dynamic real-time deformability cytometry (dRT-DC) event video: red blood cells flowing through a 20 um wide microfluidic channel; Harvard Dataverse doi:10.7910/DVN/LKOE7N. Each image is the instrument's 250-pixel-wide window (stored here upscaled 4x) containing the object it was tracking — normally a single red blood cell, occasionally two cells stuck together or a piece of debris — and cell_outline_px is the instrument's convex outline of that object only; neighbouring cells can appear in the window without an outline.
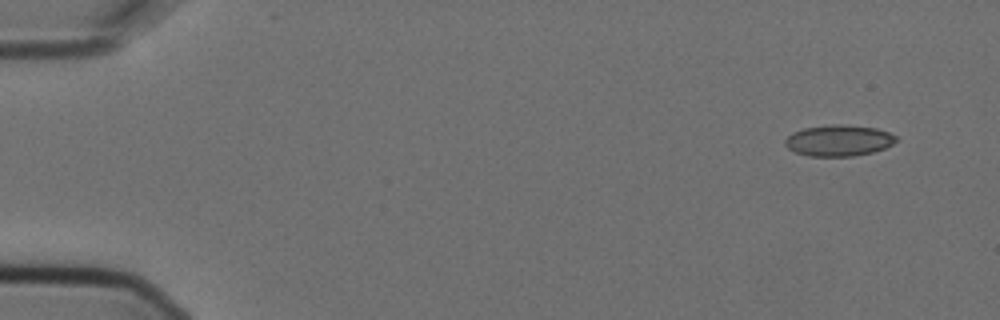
{"species": "Egyptian fruit bat (a non-hibernating species)", "species_latin": "Rousettus aegyptiacus", "temperature_condition": "cold", "stored_images_in_passage": 4, "camera_frame_rate_fps": 3000, "um_per_image_px": 0.085, "animal": {"sex": "female"}, "frame": {"image": 1, "passage_image": 1, "time_ms": 0.0, "image_size_px": [1000, 320], "cell_outline_px": [[900, 140], [884, 148], [872, 152], [852, 156], [808, 156], [796, 152], [788, 148], [784, 144], [784, 140], [792, 132], [804, 128], [832, 124], [844, 124], [876, 128], [888, 132], [896, 136]], "centroid_in_image_um": [71.29, 11.93], "position_along_channel_um": 13.7, "area_um2": 20.23}}
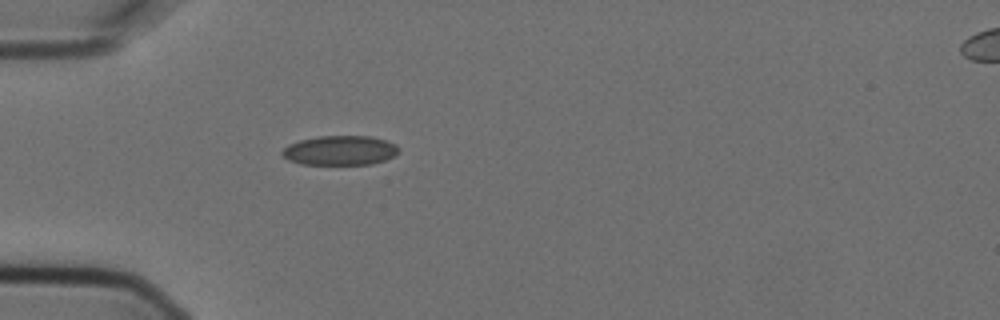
{"frame": {"image": 2, "passage_image": 4, "time_ms": 1.0, "image_size_px": [1000, 320], "cell_outline_px": [[400, 152], [384, 160], [372, 164], [300, 164], [288, 160], [280, 152], [288, 144], [300, 140], [320, 136], [368, 136], [384, 140], [396, 144], [400, 148]], "centroid_in_image_um": [28.9, 12.78], "position_along_channel_um": 56.1, "area_um2": 20.0}}